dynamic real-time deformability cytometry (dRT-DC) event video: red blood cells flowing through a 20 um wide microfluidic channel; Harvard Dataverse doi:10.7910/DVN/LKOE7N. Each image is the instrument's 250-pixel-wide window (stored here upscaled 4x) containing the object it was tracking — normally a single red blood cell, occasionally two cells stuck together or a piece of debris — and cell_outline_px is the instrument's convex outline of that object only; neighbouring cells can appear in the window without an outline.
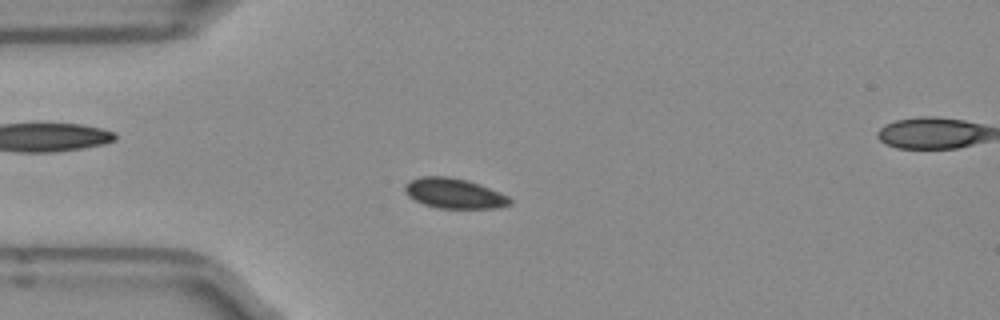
{"species": "Egyptian fruit bat (a non-hibernating species)", "species_latin": "Rousettus aegyptiacus", "temperature_condition": "room temperature", "stored_images_in_passage": 52, "segment_of_instrument_passage": [1, 2], "camera_frame_rate_fps": 3000, "um_per_image_px": 0.085, "frame": {"image": 1, "passage_image": 13, "time_ms": 4.0, "image_size_px": [1000, 320], "cell_outline_px": [[512, 204], [500, 208], [436, 208], [424, 204], [408, 196], [404, 188], [404, 184], [408, 180], [420, 176], [448, 176], [468, 180], [480, 184], [500, 192], [508, 196], [512, 200]], "centroid_in_image_um": [38.61, 16.43], "position_along_channel_um": 46.4, "area_um2": 18.67}}
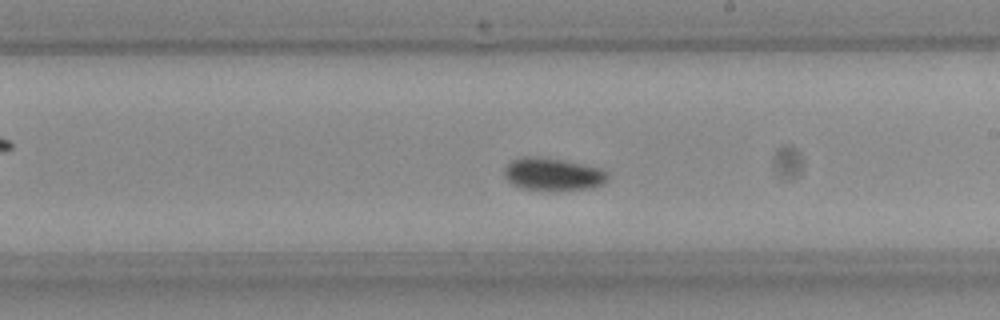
{"frame": {"image": 2, "passage_image": 29, "time_ms": 9.333, "image_size_px": [1000, 320], "cell_outline_px": [[608, 180], [604, 184], [592, 188], [556, 192], [520, 188], [512, 184], [504, 176], [504, 168], [512, 160], [520, 156], [536, 156], [564, 160], [604, 168], [608, 172]], "centroid_in_image_um": [47.04, 14.83], "position_along_channel_um": 242.0, "area_um2": 20.46}}
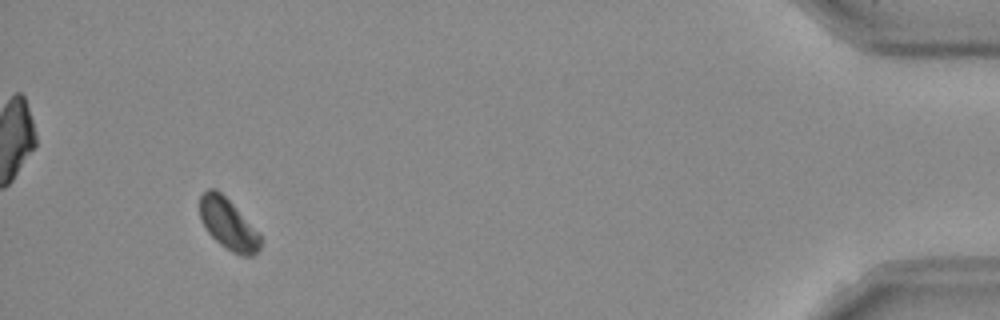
{"frame": {"image": 3, "passage_image": 48, "time_ms": 15.667, "image_size_px": [1000, 320], "cell_outline_px": [[260, 248], [252, 256], [244, 256], [232, 252], [220, 244], [208, 232], [200, 220], [200, 196], [208, 188], [216, 188], [260, 232]], "centroid_in_image_um": [19.39, 19.05], "position_along_channel_um": 415.8, "area_um2": 17.86}}